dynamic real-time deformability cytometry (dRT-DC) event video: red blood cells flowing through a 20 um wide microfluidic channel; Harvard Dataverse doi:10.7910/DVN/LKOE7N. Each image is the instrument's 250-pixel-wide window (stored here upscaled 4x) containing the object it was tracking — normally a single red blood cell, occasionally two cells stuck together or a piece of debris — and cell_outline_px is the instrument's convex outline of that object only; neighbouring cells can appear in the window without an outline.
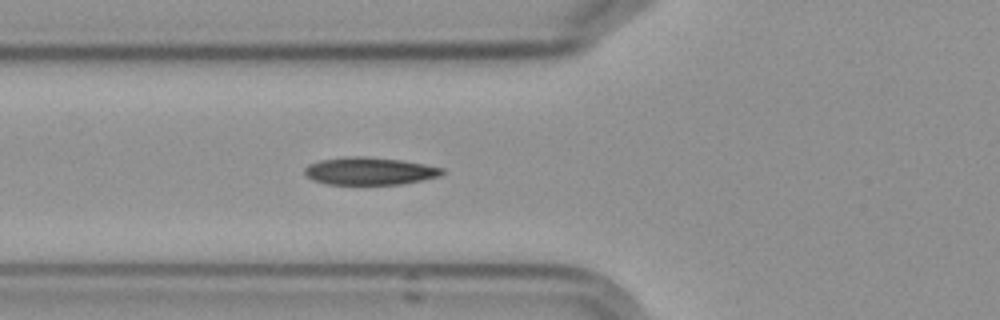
{"species": "Egyptian fruit bat (a non-hibernating species)", "species_latin": "Rousettus aegyptiacus", "temperature_condition": "cold", "stored_images_in_passage": 31, "camera_frame_rate_fps": 3000, "um_per_image_px": 0.085, "frame": {"image": 1, "passage_image": 10, "time_ms": 3.0, "image_size_px": [1000, 320], "cell_outline_px": [[444, 172], [440, 176], [400, 184], [324, 184], [312, 180], [304, 172], [304, 168], [308, 164], [320, 160], [352, 156], [364, 156], [400, 160], [424, 164], [444, 168]], "centroid_in_image_um": [31.39, 14.54], "position_along_channel_um": 94.4, "area_um2": 21.96}}
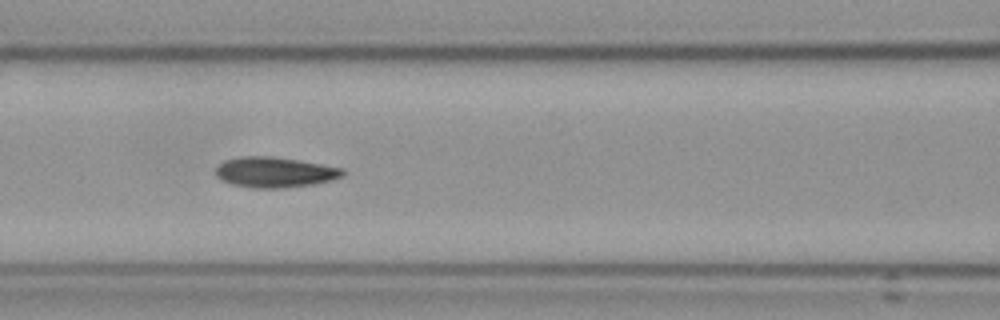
{"frame": {"image": 2, "passage_image": 14, "time_ms": 4.333, "image_size_px": [1000, 320], "cell_outline_px": [[344, 176], [332, 180], [312, 184], [280, 188], [252, 188], [232, 184], [216, 176], [216, 168], [224, 160], [240, 156], [268, 156], [296, 160], [320, 164], [340, 168], [344, 172]], "centroid_in_image_um": [23.32, 14.64], "position_along_channel_um": 143.3, "area_um2": 22.2}}